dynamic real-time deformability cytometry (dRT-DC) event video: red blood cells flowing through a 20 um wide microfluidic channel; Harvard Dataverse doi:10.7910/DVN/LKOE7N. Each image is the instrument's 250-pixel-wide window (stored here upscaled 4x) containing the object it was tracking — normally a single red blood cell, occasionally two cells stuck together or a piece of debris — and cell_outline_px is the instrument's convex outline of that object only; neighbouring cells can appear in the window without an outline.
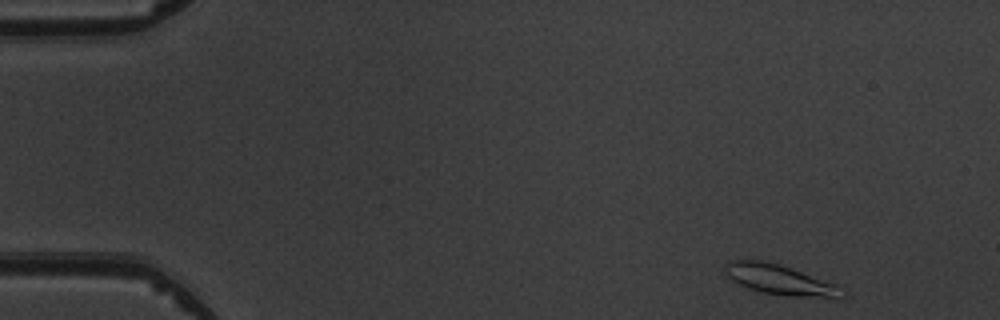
{"species": "common noctule bat (a hibernating species)", "species_latin": "Nyctalus noctula", "temperature_condition": "warm", "stored_images_in_passage": 5, "camera_frame_rate_fps": 3000, "um_per_image_px": 0.085, "animal": {"sex": "male", "body_mass_g": 19.5, "forearm_length_mm": 54.6}, "frame": {"image": 1, "passage_image": 1, "time_ms": 0.0, "image_size_px": [1000, 320], "cell_outline_px": [[848, 296], [840, 300], [788, 296], [764, 292], [748, 288], [732, 280], [724, 272], [724, 268], [732, 260], [764, 260], [780, 264], [848, 288]], "centroid_in_image_um": [66.5, 23.83], "position_along_channel_um": 18.5, "area_um2": 21.21}}